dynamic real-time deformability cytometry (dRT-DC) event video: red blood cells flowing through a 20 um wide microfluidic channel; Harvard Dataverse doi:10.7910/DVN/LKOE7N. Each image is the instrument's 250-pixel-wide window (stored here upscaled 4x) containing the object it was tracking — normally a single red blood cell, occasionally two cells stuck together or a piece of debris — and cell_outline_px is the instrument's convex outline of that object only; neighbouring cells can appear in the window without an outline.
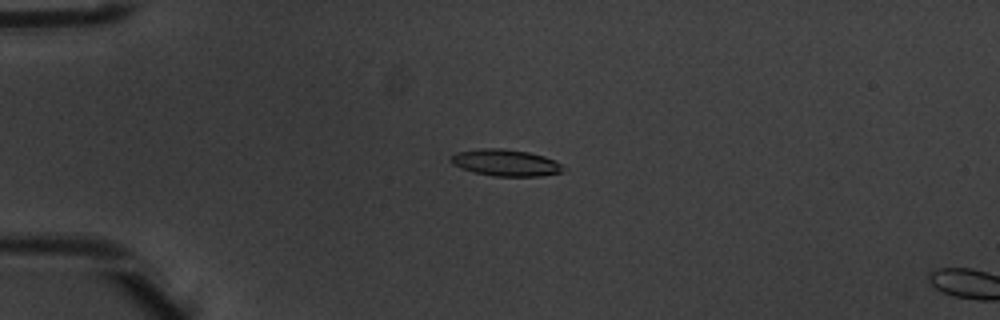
{"species": "common noctule bat (a hibernating species)", "species_latin": "Nyctalus noctula", "temperature_condition": "warm", "stored_images_in_passage": 4, "camera_frame_rate_fps": 3000, "um_per_image_px": 0.085, "animal": {"sex": "male", "body_mass_g": 20.1, "forearm_length_mm": 53.5}, "frame": {"image": 1, "passage_image": 3, "time_ms": 0.667, "image_size_px": [1000, 320], "cell_outline_px": [[568, 168], [560, 172], [540, 176], [492, 176], [476, 172], [452, 164], [448, 160], [456, 152], [484, 148], [500, 148], [528, 152], [544, 156], [556, 160]], "centroid_in_image_um": [43.02, 13.83], "position_along_channel_um": 42.0, "area_um2": 17.4}}